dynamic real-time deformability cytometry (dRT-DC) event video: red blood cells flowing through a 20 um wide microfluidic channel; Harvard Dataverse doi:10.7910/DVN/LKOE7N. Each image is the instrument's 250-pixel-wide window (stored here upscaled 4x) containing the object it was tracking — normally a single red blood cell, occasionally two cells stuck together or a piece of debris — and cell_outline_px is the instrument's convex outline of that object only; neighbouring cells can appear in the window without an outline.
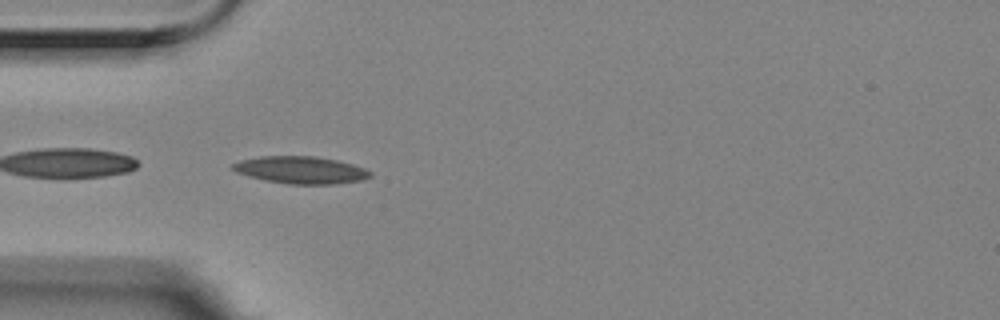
{"species": "Egyptian fruit bat (a non-hibernating species)", "species_latin": "Rousettus aegyptiacus", "temperature_condition": "room temperature", "stored_images_in_passage": 2, "camera_frame_rate_fps": 3000, "um_per_image_px": 0.085, "animal": {"sex": "female"}, "frame": {"image": 1, "passage_image": 2, "time_ms": 0.333, "image_size_px": [1000, 320], "cell_outline_px": [[372, 176], [360, 180], [332, 184], [288, 184], [264, 180], [248, 176], [236, 172], [232, 168], [232, 164], [240, 160], [260, 156], [316, 156], [336, 160], [352, 164], [364, 168], [372, 172]], "centroid_in_image_um": [25.55, 14.45], "position_along_channel_um": 59.5, "area_um2": 21.79}}